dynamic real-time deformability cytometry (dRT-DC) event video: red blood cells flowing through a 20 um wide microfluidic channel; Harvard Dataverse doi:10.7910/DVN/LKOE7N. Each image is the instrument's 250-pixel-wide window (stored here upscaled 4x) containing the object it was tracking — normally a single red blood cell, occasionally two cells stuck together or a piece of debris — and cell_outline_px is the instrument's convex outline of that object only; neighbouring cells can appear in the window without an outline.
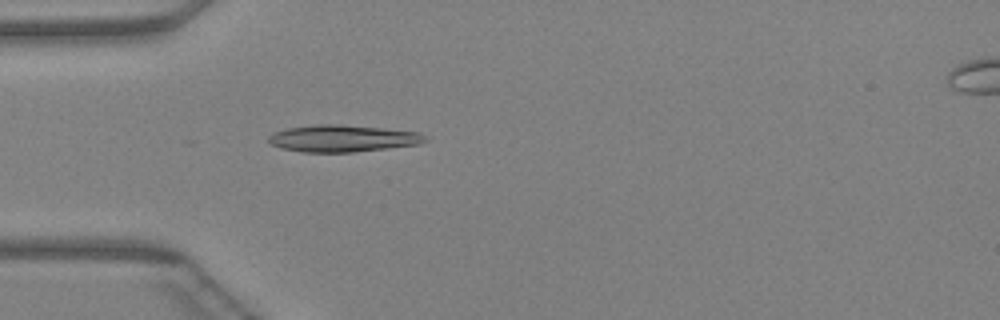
{"species": "Egyptian fruit bat (a non-hibernating species)", "species_latin": "Rousettus aegyptiacus", "temperature_condition": "warm", "stored_images_in_passage": 22, "camera_frame_rate_fps": 3000, "um_per_image_px": 0.085, "animal": {"sex": "female"}, "frame": {"image": 1, "passage_image": 12, "time_ms": 3.667, "image_size_px": [1000, 320], "cell_outline_px": [[428, 140], [420, 144], [352, 152], [304, 152], [280, 148], [272, 144], [268, 140], [268, 136], [276, 132], [288, 128], [316, 124], [340, 124], [384, 128], [420, 132]], "centroid_in_image_um": [29.14, 11.76], "position_along_channel_um": 55.9, "area_um2": 24.45}}
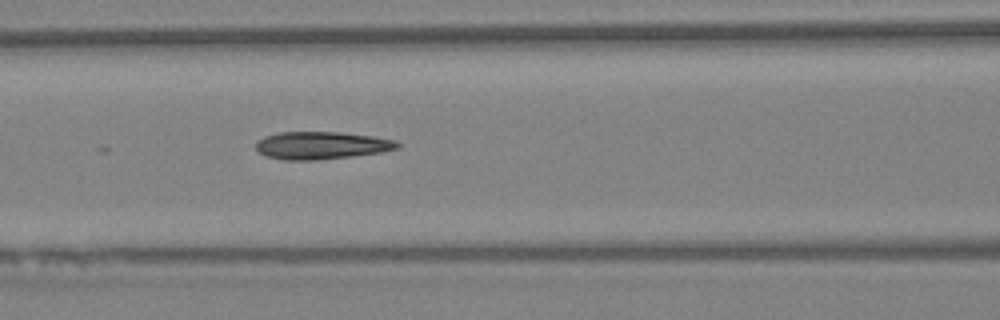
{"frame": {"image": 2, "passage_image": 18, "time_ms": 5.667, "image_size_px": [1000, 320], "cell_outline_px": [[400, 148], [380, 152], [352, 156], [316, 160], [284, 160], [264, 156], [256, 152], [256, 140], [264, 136], [280, 132], [340, 132], [372, 136], [396, 140], [400, 144]], "centroid_in_image_um": [27.28, 12.36], "position_along_channel_um": 139.3, "area_um2": 22.95}}
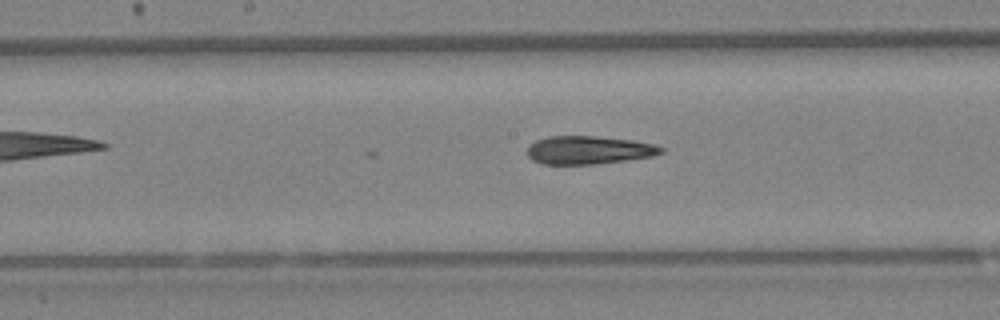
{"frame": {"image": 3, "passage_image": 22, "time_ms": 7.0, "image_size_px": [1000, 320], "cell_outline_px": [[664, 152], [652, 156], [624, 160], [592, 164], [544, 164], [532, 160], [528, 156], [528, 144], [536, 140], [548, 136], [596, 136], [632, 140], [656, 144], [664, 148]], "centroid_in_image_um": [50.03, 12.74], "position_along_channel_um": 198.2, "area_um2": 21.96}}